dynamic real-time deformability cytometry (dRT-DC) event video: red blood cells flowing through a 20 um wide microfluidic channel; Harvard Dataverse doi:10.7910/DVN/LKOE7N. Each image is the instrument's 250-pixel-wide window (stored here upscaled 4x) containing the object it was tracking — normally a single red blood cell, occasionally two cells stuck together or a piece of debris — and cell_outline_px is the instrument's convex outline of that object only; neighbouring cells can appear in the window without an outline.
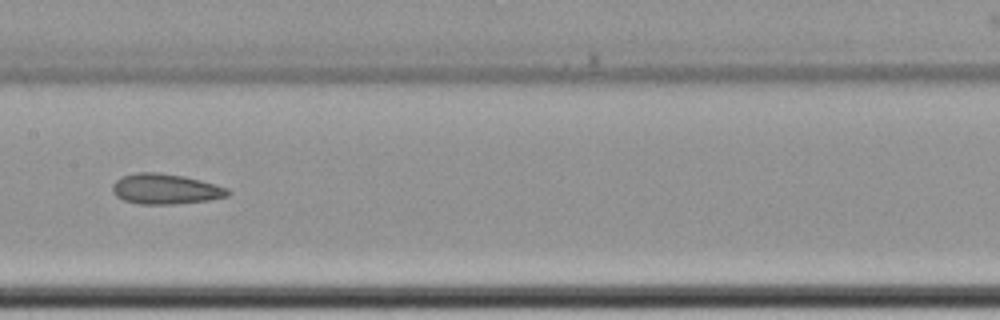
{"species": "common noctule bat (a hibernating species)", "species_latin": "Nyctalus noctula", "temperature_condition": "cold", "stored_images_in_passage": 12, "camera_frame_rate_fps": 3000, "um_per_image_px": 0.085, "animal": {"sex": "female", "body_mass_g": 22.7, "forearm_length_mm": 54.2}, "frame": {"image": 1, "passage_image": 9, "time_ms": 10.667, "image_size_px": [1000, 320], "cell_outline_px": [[232, 192], [228, 196], [208, 200], [172, 204], [140, 204], [124, 200], [116, 196], [112, 192], [112, 184], [116, 180], [124, 176], [136, 172], [160, 172], [184, 176], [216, 184], [228, 188]], "centroid_in_image_um": [14.07, 16.06], "position_along_channel_um": 193.3, "area_um2": 20.46}}
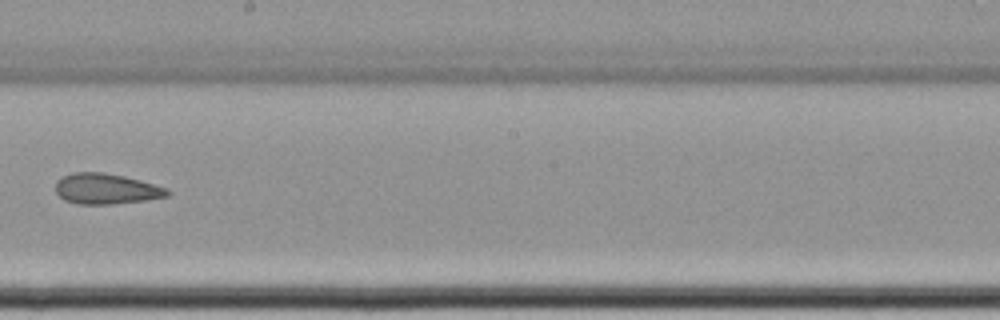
{"frame": {"image": 2, "passage_image": 10, "time_ms": 12.0, "image_size_px": [1000, 320], "cell_outline_px": [[172, 192], [168, 196], [148, 200], [112, 204], [76, 204], [64, 200], [56, 192], [56, 180], [72, 172], [104, 172], [124, 176], [140, 180], [168, 188]], "centroid_in_image_um": [9.04, 16.05], "position_along_channel_um": 239.2, "area_um2": 20.11}}
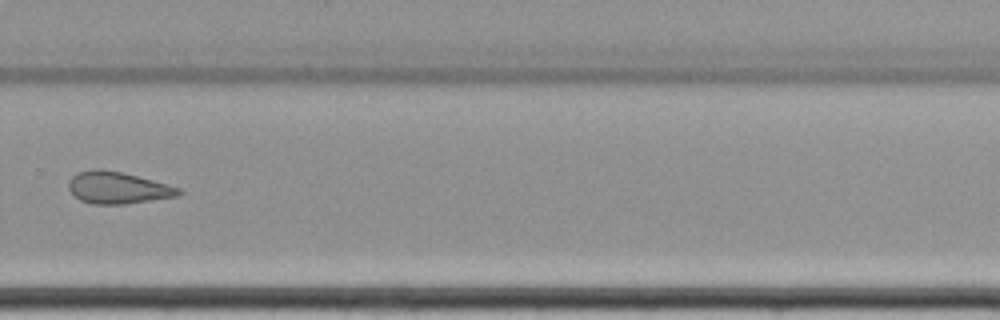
{"frame": {"image": 3, "passage_image": 12, "time_ms": 14.333, "image_size_px": [1000, 320], "cell_outline_px": [[184, 192], [176, 196], [124, 204], [92, 204], [80, 200], [68, 188], [68, 180], [76, 172], [100, 168], [120, 172], [152, 180], [180, 188]], "centroid_in_image_um": [9.97, 15.95], "position_along_channel_um": 319.8, "area_um2": 20.23}}